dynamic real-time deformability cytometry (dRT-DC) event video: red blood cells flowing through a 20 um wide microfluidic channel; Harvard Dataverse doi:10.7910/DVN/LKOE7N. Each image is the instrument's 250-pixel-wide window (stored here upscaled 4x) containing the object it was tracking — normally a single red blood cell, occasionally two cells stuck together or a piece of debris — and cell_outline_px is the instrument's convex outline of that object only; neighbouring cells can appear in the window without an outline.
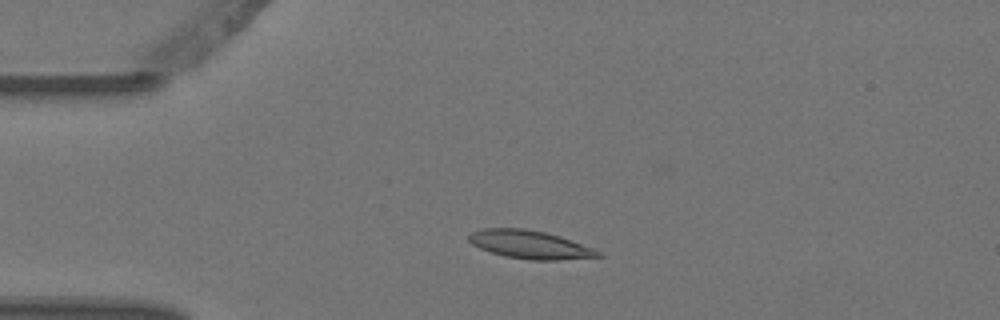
{"species": "Egyptian fruit bat (a non-hibernating species)", "species_latin": "Rousettus aegyptiacus", "temperature_condition": "warm", "stored_images_in_passage": 5, "camera_frame_rate_fps": 3000, "um_per_image_px": 0.085, "animal": {"sex": "female"}, "frame": {"image": 1, "passage_image": 3, "time_ms": 0.667, "image_size_px": [1000, 320], "cell_outline_px": [[604, 256], [556, 260], [532, 260], [504, 256], [480, 248], [472, 244], [468, 240], [468, 236], [472, 232], [484, 228], [524, 228], [544, 232], [560, 236], [592, 248], [600, 252]], "centroid_in_image_um": [45.02, 20.78], "position_along_channel_um": 40.0, "area_um2": 21.04}}
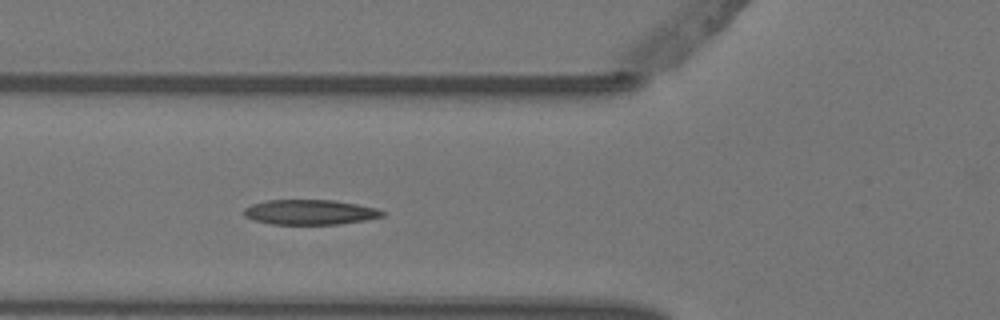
{"frame": {"image": 2, "passage_image": 5, "time_ms": 1.333, "image_size_px": [1000, 320], "cell_outline_px": [[384, 216], [364, 220], [336, 224], [272, 224], [256, 220], [244, 216], [244, 208], [252, 204], [264, 200], [332, 200], [356, 204], [376, 208], [384, 212]], "centroid_in_image_um": [26.32, 18.03], "position_along_channel_um": 99.5, "area_um2": 19.94}}